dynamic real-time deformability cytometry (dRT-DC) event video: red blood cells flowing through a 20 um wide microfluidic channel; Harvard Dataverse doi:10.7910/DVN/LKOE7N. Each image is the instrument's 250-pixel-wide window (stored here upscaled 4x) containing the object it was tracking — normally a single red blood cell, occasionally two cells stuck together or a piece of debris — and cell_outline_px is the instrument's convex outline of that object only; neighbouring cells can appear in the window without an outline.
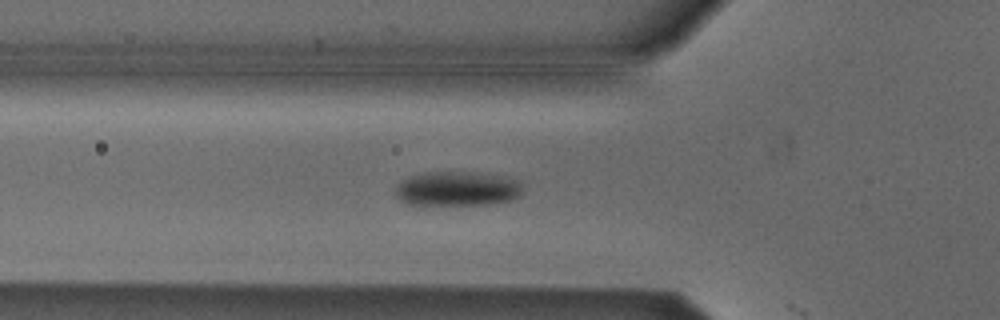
{"species": "Egyptian fruit bat (a non-hibernating species)", "species_latin": "Rousettus aegyptiacus", "temperature_condition": "cold", "stored_images_in_passage": 14, "camera_frame_rate_fps": 3000, "um_per_image_px": 0.085, "animal": {"sex": "male"}, "frame": {"image": 1, "passage_image": 13, "time_ms": 4.0, "image_size_px": [1000, 320], "cell_outline_px": [[520, 196], [512, 200], [488, 204], [408, 204], [400, 200], [396, 196], [396, 188], [404, 180], [412, 176], [428, 172], [472, 172], [500, 176], [516, 180], [520, 184]], "centroid_in_image_um": [38.87, 16.05], "position_along_channel_um": 86.9, "area_um2": 25.03}}